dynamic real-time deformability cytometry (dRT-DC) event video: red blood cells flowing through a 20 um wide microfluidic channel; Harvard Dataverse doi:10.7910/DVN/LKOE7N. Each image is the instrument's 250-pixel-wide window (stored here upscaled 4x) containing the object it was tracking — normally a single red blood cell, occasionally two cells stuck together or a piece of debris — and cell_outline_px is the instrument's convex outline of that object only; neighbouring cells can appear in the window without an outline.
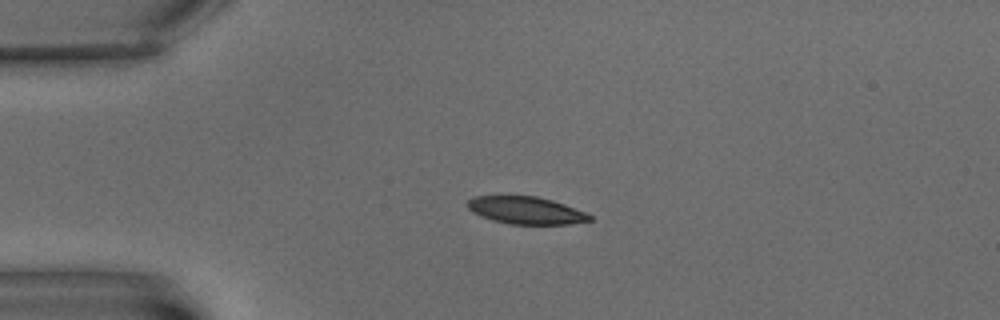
{"species": "common noctule bat (a hibernating species)", "species_latin": "Nyctalus noctula", "temperature_condition": "warm", "stored_images_in_passage": 4, "camera_frame_rate_fps": 3000, "um_per_image_px": 0.085, "animal": {"sex": "male", "body_mass_g": 15.6}, "frame": {"image": 1, "passage_image": 1, "time_ms": 0.0, "image_size_px": [1000, 320], "cell_outline_px": [[592, 220], [568, 224], [508, 224], [492, 220], [480, 216], [472, 212], [468, 208], [468, 200], [472, 196], [536, 196], [552, 200], [564, 204], [584, 212], [592, 216]], "centroid_in_image_um": [44.67, 17.88], "position_along_channel_um": 40.3, "area_um2": 19.42}}
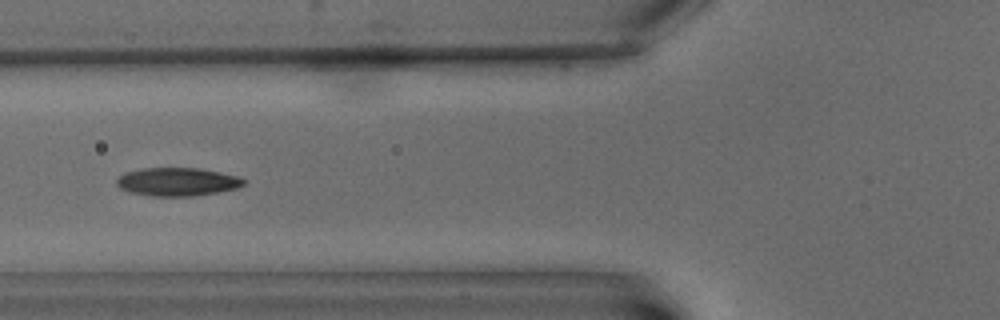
{"frame": {"image": 2, "passage_image": 3, "time_ms": 3.333, "image_size_px": [1000, 320], "cell_outline_px": [[248, 180], [244, 184], [236, 188], [216, 192], [192, 196], [152, 196], [128, 192], [120, 188], [116, 184], [116, 180], [124, 172], [140, 168], [200, 168], [220, 172], [236, 176]], "centroid_in_image_um": [15.04, 15.44], "position_along_channel_um": 110.8, "area_um2": 20.98}}